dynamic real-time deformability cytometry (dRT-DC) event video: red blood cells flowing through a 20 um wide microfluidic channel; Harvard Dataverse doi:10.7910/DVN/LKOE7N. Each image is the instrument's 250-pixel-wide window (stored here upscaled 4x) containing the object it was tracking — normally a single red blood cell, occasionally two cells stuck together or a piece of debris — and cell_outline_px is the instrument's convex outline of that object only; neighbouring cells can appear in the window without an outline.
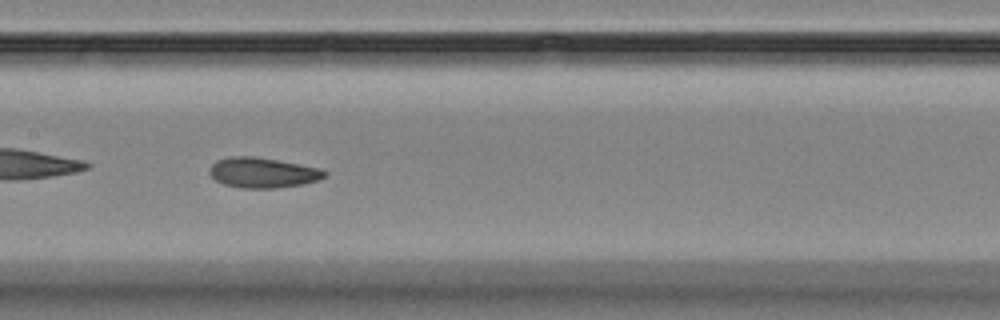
{"species": "Egyptian fruit bat (a non-hibernating species)", "species_latin": "Rousettus aegyptiacus", "temperature_condition": "room temperature", "stored_images_in_passage": 7, "camera_frame_rate_fps": 3000, "um_per_image_px": 0.085, "animal": {"sex": "female"}, "frame": {"image": 1, "passage_image": 5, "time_ms": 4.333, "image_size_px": [1000, 320], "cell_outline_px": [[328, 176], [316, 180], [300, 184], [276, 188], [244, 188], [224, 184], [216, 180], [208, 172], [212, 164], [216, 160], [228, 156], [252, 156], [276, 160], [320, 168], [328, 172]], "centroid_in_image_um": [22.31, 14.67], "position_along_channel_um": 185.1, "area_um2": 20.11}}
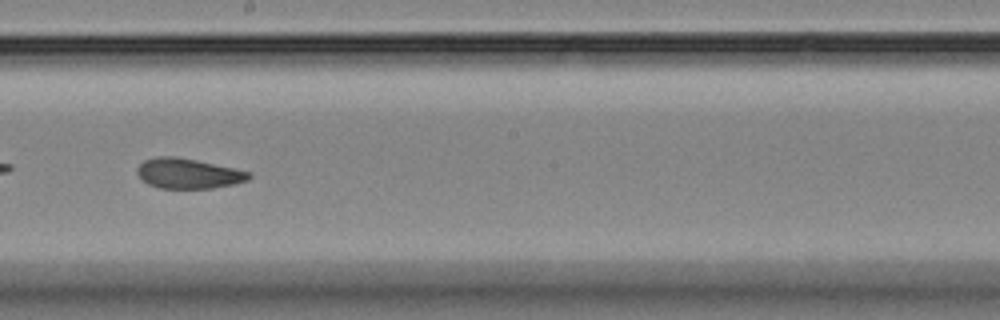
{"frame": {"image": 2, "passage_image": 6, "time_ms": 5.667, "image_size_px": [1000, 320], "cell_outline_px": [[252, 176], [248, 180], [232, 184], [212, 188], [160, 188], [148, 184], [136, 172], [136, 168], [144, 160], [156, 156], [176, 156], [196, 160], [252, 172]], "centroid_in_image_um": [15.99, 14.73], "position_along_channel_um": 232.2, "area_um2": 19.54}}
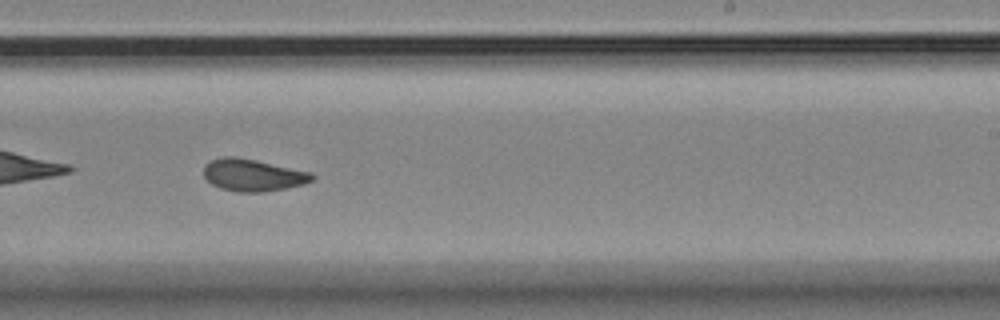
{"frame": {"image": 3, "passage_image": 7, "time_ms": 6.667, "image_size_px": [1000, 320], "cell_outline_px": [[316, 176], [312, 180], [304, 184], [264, 192], [236, 192], [220, 188], [212, 184], [204, 176], [204, 164], [208, 160], [224, 156], [236, 156], [256, 160], [312, 172]], "centroid_in_image_um": [21.48, 14.87], "position_along_channel_um": 267.5, "area_um2": 20.46}}